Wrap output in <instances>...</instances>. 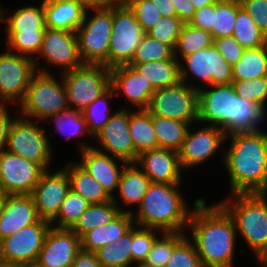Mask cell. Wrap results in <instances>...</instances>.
Listing matches in <instances>:
<instances>
[{
	"label": "cell",
	"instance_id": "1",
	"mask_svg": "<svg viewBox=\"0 0 267 267\" xmlns=\"http://www.w3.org/2000/svg\"><path fill=\"white\" fill-rule=\"evenodd\" d=\"M187 227L203 267L233 266L238 233L232 216L219 202L208 206L197 198Z\"/></svg>",
	"mask_w": 267,
	"mask_h": 267
},
{
	"label": "cell",
	"instance_id": "2",
	"mask_svg": "<svg viewBox=\"0 0 267 267\" xmlns=\"http://www.w3.org/2000/svg\"><path fill=\"white\" fill-rule=\"evenodd\" d=\"M209 87L198 90V123H210L226 135L261 130L267 116L264 106L238 97L232 83Z\"/></svg>",
	"mask_w": 267,
	"mask_h": 267
},
{
	"label": "cell",
	"instance_id": "3",
	"mask_svg": "<svg viewBox=\"0 0 267 267\" xmlns=\"http://www.w3.org/2000/svg\"><path fill=\"white\" fill-rule=\"evenodd\" d=\"M222 152L232 194L267 193V132H236Z\"/></svg>",
	"mask_w": 267,
	"mask_h": 267
},
{
	"label": "cell",
	"instance_id": "4",
	"mask_svg": "<svg viewBox=\"0 0 267 267\" xmlns=\"http://www.w3.org/2000/svg\"><path fill=\"white\" fill-rule=\"evenodd\" d=\"M179 185L151 183L137 212L131 211L135 226L156 229L160 233L185 232L193 209H188Z\"/></svg>",
	"mask_w": 267,
	"mask_h": 267
},
{
	"label": "cell",
	"instance_id": "5",
	"mask_svg": "<svg viewBox=\"0 0 267 267\" xmlns=\"http://www.w3.org/2000/svg\"><path fill=\"white\" fill-rule=\"evenodd\" d=\"M219 203L232 216L236 231L255 253L257 262L267 255V193H240Z\"/></svg>",
	"mask_w": 267,
	"mask_h": 267
},
{
	"label": "cell",
	"instance_id": "6",
	"mask_svg": "<svg viewBox=\"0 0 267 267\" xmlns=\"http://www.w3.org/2000/svg\"><path fill=\"white\" fill-rule=\"evenodd\" d=\"M36 71L20 103V115L48 122L49 117L69 109L67 90L63 79L58 81L47 69L38 67Z\"/></svg>",
	"mask_w": 267,
	"mask_h": 267
},
{
	"label": "cell",
	"instance_id": "7",
	"mask_svg": "<svg viewBox=\"0 0 267 267\" xmlns=\"http://www.w3.org/2000/svg\"><path fill=\"white\" fill-rule=\"evenodd\" d=\"M90 10L95 12L89 19ZM112 23L113 5L87 8L82 24L75 31L84 64L104 65L109 68Z\"/></svg>",
	"mask_w": 267,
	"mask_h": 267
},
{
	"label": "cell",
	"instance_id": "8",
	"mask_svg": "<svg viewBox=\"0 0 267 267\" xmlns=\"http://www.w3.org/2000/svg\"><path fill=\"white\" fill-rule=\"evenodd\" d=\"M39 125L21 115L13 118L5 150L33 161L47 170L52 162L53 151L45 129Z\"/></svg>",
	"mask_w": 267,
	"mask_h": 267
},
{
	"label": "cell",
	"instance_id": "9",
	"mask_svg": "<svg viewBox=\"0 0 267 267\" xmlns=\"http://www.w3.org/2000/svg\"><path fill=\"white\" fill-rule=\"evenodd\" d=\"M146 34L134 12L124 1L113 5L112 35L109 46V69L128 65Z\"/></svg>",
	"mask_w": 267,
	"mask_h": 267
},
{
	"label": "cell",
	"instance_id": "10",
	"mask_svg": "<svg viewBox=\"0 0 267 267\" xmlns=\"http://www.w3.org/2000/svg\"><path fill=\"white\" fill-rule=\"evenodd\" d=\"M61 78L67 90L69 108L79 111L110 87V69L104 65L84 64L63 73Z\"/></svg>",
	"mask_w": 267,
	"mask_h": 267
},
{
	"label": "cell",
	"instance_id": "11",
	"mask_svg": "<svg viewBox=\"0 0 267 267\" xmlns=\"http://www.w3.org/2000/svg\"><path fill=\"white\" fill-rule=\"evenodd\" d=\"M179 62L181 82L194 89L200 90L203 85L188 82L189 75L207 86L233 82L232 66L222 57L214 44L185 56Z\"/></svg>",
	"mask_w": 267,
	"mask_h": 267
},
{
	"label": "cell",
	"instance_id": "12",
	"mask_svg": "<svg viewBox=\"0 0 267 267\" xmlns=\"http://www.w3.org/2000/svg\"><path fill=\"white\" fill-rule=\"evenodd\" d=\"M151 115L198 123V90L180 82L171 87L158 88L146 109Z\"/></svg>",
	"mask_w": 267,
	"mask_h": 267
},
{
	"label": "cell",
	"instance_id": "13",
	"mask_svg": "<svg viewBox=\"0 0 267 267\" xmlns=\"http://www.w3.org/2000/svg\"><path fill=\"white\" fill-rule=\"evenodd\" d=\"M50 227L40 219L0 240V263L34 266Z\"/></svg>",
	"mask_w": 267,
	"mask_h": 267
},
{
	"label": "cell",
	"instance_id": "14",
	"mask_svg": "<svg viewBox=\"0 0 267 267\" xmlns=\"http://www.w3.org/2000/svg\"><path fill=\"white\" fill-rule=\"evenodd\" d=\"M36 72L33 59L8 50L0 53V104H20Z\"/></svg>",
	"mask_w": 267,
	"mask_h": 267
},
{
	"label": "cell",
	"instance_id": "15",
	"mask_svg": "<svg viewBox=\"0 0 267 267\" xmlns=\"http://www.w3.org/2000/svg\"><path fill=\"white\" fill-rule=\"evenodd\" d=\"M45 169L8 151H0V192L5 195L32 194Z\"/></svg>",
	"mask_w": 267,
	"mask_h": 267
},
{
	"label": "cell",
	"instance_id": "16",
	"mask_svg": "<svg viewBox=\"0 0 267 267\" xmlns=\"http://www.w3.org/2000/svg\"><path fill=\"white\" fill-rule=\"evenodd\" d=\"M130 112L126 107L115 111L105 126L93 137L99 141L105 151L102 148L93 147L107 154L110 152L113 157L127 163H135L139 153L135 150L129 133Z\"/></svg>",
	"mask_w": 267,
	"mask_h": 267
},
{
	"label": "cell",
	"instance_id": "17",
	"mask_svg": "<svg viewBox=\"0 0 267 267\" xmlns=\"http://www.w3.org/2000/svg\"><path fill=\"white\" fill-rule=\"evenodd\" d=\"M69 191L70 180L64 167L54 173L45 170L31 194L40 219L51 223Z\"/></svg>",
	"mask_w": 267,
	"mask_h": 267
},
{
	"label": "cell",
	"instance_id": "18",
	"mask_svg": "<svg viewBox=\"0 0 267 267\" xmlns=\"http://www.w3.org/2000/svg\"><path fill=\"white\" fill-rule=\"evenodd\" d=\"M80 250V238L75 232L51 226L34 267H72Z\"/></svg>",
	"mask_w": 267,
	"mask_h": 267
},
{
	"label": "cell",
	"instance_id": "19",
	"mask_svg": "<svg viewBox=\"0 0 267 267\" xmlns=\"http://www.w3.org/2000/svg\"><path fill=\"white\" fill-rule=\"evenodd\" d=\"M38 54L49 65L62 68L63 73L84 65L75 32L47 28Z\"/></svg>",
	"mask_w": 267,
	"mask_h": 267
},
{
	"label": "cell",
	"instance_id": "20",
	"mask_svg": "<svg viewBox=\"0 0 267 267\" xmlns=\"http://www.w3.org/2000/svg\"><path fill=\"white\" fill-rule=\"evenodd\" d=\"M226 133L219 127L207 125L191 132L188 129L186 138L178 151L181 169L192 168L211 158L219 151L226 140Z\"/></svg>",
	"mask_w": 267,
	"mask_h": 267
},
{
	"label": "cell",
	"instance_id": "21",
	"mask_svg": "<svg viewBox=\"0 0 267 267\" xmlns=\"http://www.w3.org/2000/svg\"><path fill=\"white\" fill-rule=\"evenodd\" d=\"M81 144V162L77 163L102 185L111 198L116 197L113 192L118 189L120 176L127 162L101 152L92 145ZM115 159L121 162L123 167L119 168Z\"/></svg>",
	"mask_w": 267,
	"mask_h": 267
},
{
	"label": "cell",
	"instance_id": "22",
	"mask_svg": "<svg viewBox=\"0 0 267 267\" xmlns=\"http://www.w3.org/2000/svg\"><path fill=\"white\" fill-rule=\"evenodd\" d=\"M149 177L151 183L181 184V166L178 152L155 148L142 151L135 162Z\"/></svg>",
	"mask_w": 267,
	"mask_h": 267
},
{
	"label": "cell",
	"instance_id": "23",
	"mask_svg": "<svg viewBox=\"0 0 267 267\" xmlns=\"http://www.w3.org/2000/svg\"><path fill=\"white\" fill-rule=\"evenodd\" d=\"M110 86L118 96L122 94L134 108L147 109L155 88L132 66L122 65L110 69Z\"/></svg>",
	"mask_w": 267,
	"mask_h": 267
},
{
	"label": "cell",
	"instance_id": "24",
	"mask_svg": "<svg viewBox=\"0 0 267 267\" xmlns=\"http://www.w3.org/2000/svg\"><path fill=\"white\" fill-rule=\"evenodd\" d=\"M39 220L31 194L6 195L0 213V240Z\"/></svg>",
	"mask_w": 267,
	"mask_h": 267
},
{
	"label": "cell",
	"instance_id": "25",
	"mask_svg": "<svg viewBox=\"0 0 267 267\" xmlns=\"http://www.w3.org/2000/svg\"><path fill=\"white\" fill-rule=\"evenodd\" d=\"M46 28L75 32L84 20L87 7L77 0H43Z\"/></svg>",
	"mask_w": 267,
	"mask_h": 267
},
{
	"label": "cell",
	"instance_id": "26",
	"mask_svg": "<svg viewBox=\"0 0 267 267\" xmlns=\"http://www.w3.org/2000/svg\"><path fill=\"white\" fill-rule=\"evenodd\" d=\"M135 225L130 209L120 212L104 226L96 227L80 237L81 250L95 253L107 244H113Z\"/></svg>",
	"mask_w": 267,
	"mask_h": 267
},
{
	"label": "cell",
	"instance_id": "27",
	"mask_svg": "<svg viewBox=\"0 0 267 267\" xmlns=\"http://www.w3.org/2000/svg\"><path fill=\"white\" fill-rule=\"evenodd\" d=\"M67 170L70 189L81 195L90 204H101L112 200L102 185L76 162H69Z\"/></svg>",
	"mask_w": 267,
	"mask_h": 267
},
{
	"label": "cell",
	"instance_id": "28",
	"mask_svg": "<svg viewBox=\"0 0 267 267\" xmlns=\"http://www.w3.org/2000/svg\"><path fill=\"white\" fill-rule=\"evenodd\" d=\"M132 66L146 81H150L155 89L171 87L181 82L180 62L174 57L164 61H151Z\"/></svg>",
	"mask_w": 267,
	"mask_h": 267
},
{
	"label": "cell",
	"instance_id": "29",
	"mask_svg": "<svg viewBox=\"0 0 267 267\" xmlns=\"http://www.w3.org/2000/svg\"><path fill=\"white\" fill-rule=\"evenodd\" d=\"M150 184L149 177L136 163H127L122 170L118 185L122 203L127 207L134 204L138 208Z\"/></svg>",
	"mask_w": 267,
	"mask_h": 267
},
{
	"label": "cell",
	"instance_id": "30",
	"mask_svg": "<svg viewBox=\"0 0 267 267\" xmlns=\"http://www.w3.org/2000/svg\"><path fill=\"white\" fill-rule=\"evenodd\" d=\"M40 6L29 5L21 7L5 17V10L0 7V22H4L6 32H35L46 30L43 0ZM1 6V5H0Z\"/></svg>",
	"mask_w": 267,
	"mask_h": 267
},
{
	"label": "cell",
	"instance_id": "31",
	"mask_svg": "<svg viewBox=\"0 0 267 267\" xmlns=\"http://www.w3.org/2000/svg\"><path fill=\"white\" fill-rule=\"evenodd\" d=\"M125 209L119 207L115 197L112 200L101 204H90L79 220L71 228L80 238L88 231L104 226Z\"/></svg>",
	"mask_w": 267,
	"mask_h": 267
},
{
	"label": "cell",
	"instance_id": "32",
	"mask_svg": "<svg viewBox=\"0 0 267 267\" xmlns=\"http://www.w3.org/2000/svg\"><path fill=\"white\" fill-rule=\"evenodd\" d=\"M152 124L157 138V148L179 151L192 125L167 117L152 115Z\"/></svg>",
	"mask_w": 267,
	"mask_h": 267
},
{
	"label": "cell",
	"instance_id": "33",
	"mask_svg": "<svg viewBox=\"0 0 267 267\" xmlns=\"http://www.w3.org/2000/svg\"><path fill=\"white\" fill-rule=\"evenodd\" d=\"M129 133L138 153L157 148L152 115L146 109H135L129 114Z\"/></svg>",
	"mask_w": 267,
	"mask_h": 267
},
{
	"label": "cell",
	"instance_id": "34",
	"mask_svg": "<svg viewBox=\"0 0 267 267\" xmlns=\"http://www.w3.org/2000/svg\"><path fill=\"white\" fill-rule=\"evenodd\" d=\"M245 49L267 45V36L257 27L240 0H237V16L232 35Z\"/></svg>",
	"mask_w": 267,
	"mask_h": 267
},
{
	"label": "cell",
	"instance_id": "35",
	"mask_svg": "<svg viewBox=\"0 0 267 267\" xmlns=\"http://www.w3.org/2000/svg\"><path fill=\"white\" fill-rule=\"evenodd\" d=\"M267 76V45L245 49L241 59L232 66L233 80L254 79Z\"/></svg>",
	"mask_w": 267,
	"mask_h": 267
},
{
	"label": "cell",
	"instance_id": "36",
	"mask_svg": "<svg viewBox=\"0 0 267 267\" xmlns=\"http://www.w3.org/2000/svg\"><path fill=\"white\" fill-rule=\"evenodd\" d=\"M214 44L212 34L203 29L193 27L189 23L183 24L174 48V56L180 58L195 53L202 48H207Z\"/></svg>",
	"mask_w": 267,
	"mask_h": 267
},
{
	"label": "cell",
	"instance_id": "37",
	"mask_svg": "<svg viewBox=\"0 0 267 267\" xmlns=\"http://www.w3.org/2000/svg\"><path fill=\"white\" fill-rule=\"evenodd\" d=\"M132 229L95 252L103 267H128L132 264Z\"/></svg>",
	"mask_w": 267,
	"mask_h": 267
},
{
	"label": "cell",
	"instance_id": "38",
	"mask_svg": "<svg viewBox=\"0 0 267 267\" xmlns=\"http://www.w3.org/2000/svg\"><path fill=\"white\" fill-rule=\"evenodd\" d=\"M45 31L46 30H35V32H6L7 37L5 38V42L8 47L7 50L33 59L35 68L37 69V62L40 56L34 58L32 54L36 55V53H39Z\"/></svg>",
	"mask_w": 267,
	"mask_h": 267
},
{
	"label": "cell",
	"instance_id": "39",
	"mask_svg": "<svg viewBox=\"0 0 267 267\" xmlns=\"http://www.w3.org/2000/svg\"><path fill=\"white\" fill-rule=\"evenodd\" d=\"M114 95L116 94L110 86L103 94L81 111L93 137L105 126L113 114L108 105L112 100L110 98H113Z\"/></svg>",
	"mask_w": 267,
	"mask_h": 267
},
{
	"label": "cell",
	"instance_id": "40",
	"mask_svg": "<svg viewBox=\"0 0 267 267\" xmlns=\"http://www.w3.org/2000/svg\"><path fill=\"white\" fill-rule=\"evenodd\" d=\"M237 16V0H218L213 4V25L211 34L214 39L233 35Z\"/></svg>",
	"mask_w": 267,
	"mask_h": 267
},
{
	"label": "cell",
	"instance_id": "41",
	"mask_svg": "<svg viewBox=\"0 0 267 267\" xmlns=\"http://www.w3.org/2000/svg\"><path fill=\"white\" fill-rule=\"evenodd\" d=\"M184 232H161L157 236L145 261L148 267H165L172 256L174 247L186 236Z\"/></svg>",
	"mask_w": 267,
	"mask_h": 267
},
{
	"label": "cell",
	"instance_id": "42",
	"mask_svg": "<svg viewBox=\"0 0 267 267\" xmlns=\"http://www.w3.org/2000/svg\"><path fill=\"white\" fill-rule=\"evenodd\" d=\"M89 206V202L70 189L57 217L51 222V226L71 229Z\"/></svg>",
	"mask_w": 267,
	"mask_h": 267
},
{
	"label": "cell",
	"instance_id": "43",
	"mask_svg": "<svg viewBox=\"0 0 267 267\" xmlns=\"http://www.w3.org/2000/svg\"><path fill=\"white\" fill-rule=\"evenodd\" d=\"M174 49L167 44L145 34L137 46L134 56L129 64H138L151 61H164L173 59Z\"/></svg>",
	"mask_w": 267,
	"mask_h": 267
},
{
	"label": "cell",
	"instance_id": "44",
	"mask_svg": "<svg viewBox=\"0 0 267 267\" xmlns=\"http://www.w3.org/2000/svg\"><path fill=\"white\" fill-rule=\"evenodd\" d=\"M54 121L55 131L61 133L63 136L67 135L66 138H71L72 136H84L83 134H90L92 137L88 124L82 115V112L75 109H67L57 115L49 117Z\"/></svg>",
	"mask_w": 267,
	"mask_h": 267
},
{
	"label": "cell",
	"instance_id": "45",
	"mask_svg": "<svg viewBox=\"0 0 267 267\" xmlns=\"http://www.w3.org/2000/svg\"><path fill=\"white\" fill-rule=\"evenodd\" d=\"M238 97L245 98L267 109V76L233 80L232 82Z\"/></svg>",
	"mask_w": 267,
	"mask_h": 267
},
{
	"label": "cell",
	"instance_id": "46",
	"mask_svg": "<svg viewBox=\"0 0 267 267\" xmlns=\"http://www.w3.org/2000/svg\"><path fill=\"white\" fill-rule=\"evenodd\" d=\"M183 24L177 16H162L146 34L174 49Z\"/></svg>",
	"mask_w": 267,
	"mask_h": 267
},
{
	"label": "cell",
	"instance_id": "47",
	"mask_svg": "<svg viewBox=\"0 0 267 267\" xmlns=\"http://www.w3.org/2000/svg\"><path fill=\"white\" fill-rule=\"evenodd\" d=\"M165 267H203L196 248L187 235L174 247Z\"/></svg>",
	"mask_w": 267,
	"mask_h": 267
},
{
	"label": "cell",
	"instance_id": "48",
	"mask_svg": "<svg viewBox=\"0 0 267 267\" xmlns=\"http://www.w3.org/2000/svg\"><path fill=\"white\" fill-rule=\"evenodd\" d=\"M159 230L133 226L132 228V264L144 262Z\"/></svg>",
	"mask_w": 267,
	"mask_h": 267
},
{
	"label": "cell",
	"instance_id": "49",
	"mask_svg": "<svg viewBox=\"0 0 267 267\" xmlns=\"http://www.w3.org/2000/svg\"><path fill=\"white\" fill-rule=\"evenodd\" d=\"M134 12L138 23L147 33L162 17L157 7L150 0H123Z\"/></svg>",
	"mask_w": 267,
	"mask_h": 267
},
{
	"label": "cell",
	"instance_id": "50",
	"mask_svg": "<svg viewBox=\"0 0 267 267\" xmlns=\"http://www.w3.org/2000/svg\"><path fill=\"white\" fill-rule=\"evenodd\" d=\"M214 45L231 66L241 59L245 51L233 36L214 39Z\"/></svg>",
	"mask_w": 267,
	"mask_h": 267
},
{
	"label": "cell",
	"instance_id": "51",
	"mask_svg": "<svg viewBox=\"0 0 267 267\" xmlns=\"http://www.w3.org/2000/svg\"><path fill=\"white\" fill-rule=\"evenodd\" d=\"M240 3L267 36V0H240Z\"/></svg>",
	"mask_w": 267,
	"mask_h": 267
},
{
	"label": "cell",
	"instance_id": "52",
	"mask_svg": "<svg viewBox=\"0 0 267 267\" xmlns=\"http://www.w3.org/2000/svg\"><path fill=\"white\" fill-rule=\"evenodd\" d=\"M189 24L211 33L213 25V4L195 10L194 17Z\"/></svg>",
	"mask_w": 267,
	"mask_h": 267
},
{
	"label": "cell",
	"instance_id": "53",
	"mask_svg": "<svg viewBox=\"0 0 267 267\" xmlns=\"http://www.w3.org/2000/svg\"><path fill=\"white\" fill-rule=\"evenodd\" d=\"M177 17L184 23H189L195 13L191 0H172Z\"/></svg>",
	"mask_w": 267,
	"mask_h": 267
},
{
	"label": "cell",
	"instance_id": "54",
	"mask_svg": "<svg viewBox=\"0 0 267 267\" xmlns=\"http://www.w3.org/2000/svg\"><path fill=\"white\" fill-rule=\"evenodd\" d=\"M6 105L0 104V151L5 149L11 118Z\"/></svg>",
	"mask_w": 267,
	"mask_h": 267
},
{
	"label": "cell",
	"instance_id": "55",
	"mask_svg": "<svg viewBox=\"0 0 267 267\" xmlns=\"http://www.w3.org/2000/svg\"><path fill=\"white\" fill-rule=\"evenodd\" d=\"M72 267H103L95 253L80 250L75 256Z\"/></svg>",
	"mask_w": 267,
	"mask_h": 267
},
{
	"label": "cell",
	"instance_id": "56",
	"mask_svg": "<svg viewBox=\"0 0 267 267\" xmlns=\"http://www.w3.org/2000/svg\"><path fill=\"white\" fill-rule=\"evenodd\" d=\"M159 10L162 16H177L172 0H150Z\"/></svg>",
	"mask_w": 267,
	"mask_h": 267
},
{
	"label": "cell",
	"instance_id": "57",
	"mask_svg": "<svg viewBox=\"0 0 267 267\" xmlns=\"http://www.w3.org/2000/svg\"><path fill=\"white\" fill-rule=\"evenodd\" d=\"M77 1L83 3L87 8L112 6L118 2V0H77Z\"/></svg>",
	"mask_w": 267,
	"mask_h": 267
},
{
	"label": "cell",
	"instance_id": "58",
	"mask_svg": "<svg viewBox=\"0 0 267 267\" xmlns=\"http://www.w3.org/2000/svg\"><path fill=\"white\" fill-rule=\"evenodd\" d=\"M218 0H191V3L195 10L201 9L202 7L216 3Z\"/></svg>",
	"mask_w": 267,
	"mask_h": 267
},
{
	"label": "cell",
	"instance_id": "59",
	"mask_svg": "<svg viewBox=\"0 0 267 267\" xmlns=\"http://www.w3.org/2000/svg\"><path fill=\"white\" fill-rule=\"evenodd\" d=\"M0 267H34L31 265H18V264H4L0 263Z\"/></svg>",
	"mask_w": 267,
	"mask_h": 267
},
{
	"label": "cell",
	"instance_id": "60",
	"mask_svg": "<svg viewBox=\"0 0 267 267\" xmlns=\"http://www.w3.org/2000/svg\"><path fill=\"white\" fill-rule=\"evenodd\" d=\"M5 198H6V195L3 194L2 192H0V213H1V210H2V207H3V203L5 201Z\"/></svg>",
	"mask_w": 267,
	"mask_h": 267
},
{
	"label": "cell",
	"instance_id": "61",
	"mask_svg": "<svg viewBox=\"0 0 267 267\" xmlns=\"http://www.w3.org/2000/svg\"><path fill=\"white\" fill-rule=\"evenodd\" d=\"M259 265L262 267H267V255L259 262Z\"/></svg>",
	"mask_w": 267,
	"mask_h": 267
},
{
	"label": "cell",
	"instance_id": "62",
	"mask_svg": "<svg viewBox=\"0 0 267 267\" xmlns=\"http://www.w3.org/2000/svg\"><path fill=\"white\" fill-rule=\"evenodd\" d=\"M131 266L132 265H129L128 267H131ZM134 267H148V266L146 264H144L143 262H138V263H136V265H134Z\"/></svg>",
	"mask_w": 267,
	"mask_h": 267
}]
</instances>
